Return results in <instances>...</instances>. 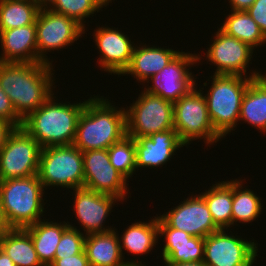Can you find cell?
I'll use <instances>...</instances> for the list:
<instances>
[{
    "label": "cell",
    "mask_w": 266,
    "mask_h": 266,
    "mask_svg": "<svg viewBox=\"0 0 266 266\" xmlns=\"http://www.w3.org/2000/svg\"><path fill=\"white\" fill-rule=\"evenodd\" d=\"M53 69L43 62H0V86L23 120L53 94Z\"/></svg>",
    "instance_id": "1"
},
{
    "label": "cell",
    "mask_w": 266,
    "mask_h": 266,
    "mask_svg": "<svg viewBox=\"0 0 266 266\" xmlns=\"http://www.w3.org/2000/svg\"><path fill=\"white\" fill-rule=\"evenodd\" d=\"M110 101L98 95L86 100L73 142L82 152L108 149L127 135L125 108L112 105Z\"/></svg>",
    "instance_id": "2"
},
{
    "label": "cell",
    "mask_w": 266,
    "mask_h": 266,
    "mask_svg": "<svg viewBox=\"0 0 266 266\" xmlns=\"http://www.w3.org/2000/svg\"><path fill=\"white\" fill-rule=\"evenodd\" d=\"M54 93L24 120L23 129L42 148L73 145L77 123L86 101L78 103L56 102Z\"/></svg>",
    "instance_id": "3"
},
{
    "label": "cell",
    "mask_w": 266,
    "mask_h": 266,
    "mask_svg": "<svg viewBox=\"0 0 266 266\" xmlns=\"http://www.w3.org/2000/svg\"><path fill=\"white\" fill-rule=\"evenodd\" d=\"M45 190L37 175L0 180V208L10 228H25L43 217Z\"/></svg>",
    "instance_id": "4"
},
{
    "label": "cell",
    "mask_w": 266,
    "mask_h": 266,
    "mask_svg": "<svg viewBox=\"0 0 266 266\" xmlns=\"http://www.w3.org/2000/svg\"><path fill=\"white\" fill-rule=\"evenodd\" d=\"M207 94L209 118L215 131L222 137L234 131L239 121L240 108L251 77L214 74Z\"/></svg>",
    "instance_id": "5"
},
{
    "label": "cell",
    "mask_w": 266,
    "mask_h": 266,
    "mask_svg": "<svg viewBox=\"0 0 266 266\" xmlns=\"http://www.w3.org/2000/svg\"><path fill=\"white\" fill-rule=\"evenodd\" d=\"M203 88L194 87L186 95L173 103V123L180 140L186 145L203 139L209 145L222 137L215 131L209 118ZM188 144V145H187Z\"/></svg>",
    "instance_id": "6"
},
{
    "label": "cell",
    "mask_w": 266,
    "mask_h": 266,
    "mask_svg": "<svg viewBox=\"0 0 266 266\" xmlns=\"http://www.w3.org/2000/svg\"><path fill=\"white\" fill-rule=\"evenodd\" d=\"M37 176L45 190L48 186L83 188L82 151L74 145L42 148Z\"/></svg>",
    "instance_id": "7"
},
{
    "label": "cell",
    "mask_w": 266,
    "mask_h": 266,
    "mask_svg": "<svg viewBox=\"0 0 266 266\" xmlns=\"http://www.w3.org/2000/svg\"><path fill=\"white\" fill-rule=\"evenodd\" d=\"M130 105L125 109L126 134L130 138L148 137L174 128L173 102L143 90Z\"/></svg>",
    "instance_id": "8"
},
{
    "label": "cell",
    "mask_w": 266,
    "mask_h": 266,
    "mask_svg": "<svg viewBox=\"0 0 266 266\" xmlns=\"http://www.w3.org/2000/svg\"><path fill=\"white\" fill-rule=\"evenodd\" d=\"M37 63L52 65L50 57L46 56L51 50H60L72 45L86 31L76 20L51 11L46 6L41 7L36 21ZM46 53V54H45ZM47 57V58H46Z\"/></svg>",
    "instance_id": "9"
},
{
    "label": "cell",
    "mask_w": 266,
    "mask_h": 266,
    "mask_svg": "<svg viewBox=\"0 0 266 266\" xmlns=\"http://www.w3.org/2000/svg\"><path fill=\"white\" fill-rule=\"evenodd\" d=\"M41 150L23 127L15 128L0 151V180L37 175Z\"/></svg>",
    "instance_id": "10"
},
{
    "label": "cell",
    "mask_w": 266,
    "mask_h": 266,
    "mask_svg": "<svg viewBox=\"0 0 266 266\" xmlns=\"http://www.w3.org/2000/svg\"><path fill=\"white\" fill-rule=\"evenodd\" d=\"M200 59V54L185 53L181 50L167 66L147 80L146 83L151 81L152 85L148 84L144 90L173 103L178 101L197 85L196 78L189 69L194 64L196 66V63H200Z\"/></svg>",
    "instance_id": "11"
},
{
    "label": "cell",
    "mask_w": 266,
    "mask_h": 266,
    "mask_svg": "<svg viewBox=\"0 0 266 266\" xmlns=\"http://www.w3.org/2000/svg\"><path fill=\"white\" fill-rule=\"evenodd\" d=\"M227 230V231H226ZM220 229L204 238V259L207 266H254L258 243L242 239Z\"/></svg>",
    "instance_id": "12"
},
{
    "label": "cell",
    "mask_w": 266,
    "mask_h": 266,
    "mask_svg": "<svg viewBox=\"0 0 266 266\" xmlns=\"http://www.w3.org/2000/svg\"><path fill=\"white\" fill-rule=\"evenodd\" d=\"M213 43L207 48L205 52L206 60L216 66L214 74L226 75H240L244 77L256 78L260 77L262 72L251 70V74L246 75L249 64L253 58L254 49L248 44L236 39L235 37L227 35L220 28L212 37ZM250 62V63H249Z\"/></svg>",
    "instance_id": "13"
},
{
    "label": "cell",
    "mask_w": 266,
    "mask_h": 266,
    "mask_svg": "<svg viewBox=\"0 0 266 266\" xmlns=\"http://www.w3.org/2000/svg\"><path fill=\"white\" fill-rule=\"evenodd\" d=\"M169 227L182 230L193 237L205 238L220 230L200 194L192 195L176 207L159 216Z\"/></svg>",
    "instance_id": "14"
},
{
    "label": "cell",
    "mask_w": 266,
    "mask_h": 266,
    "mask_svg": "<svg viewBox=\"0 0 266 266\" xmlns=\"http://www.w3.org/2000/svg\"><path fill=\"white\" fill-rule=\"evenodd\" d=\"M73 191V196H75L73 211L81 223L80 226H83L85 235L104 233L115 229V227H106L105 221L112 212L115 203L120 201L118 198L100 194L84 187L73 189Z\"/></svg>",
    "instance_id": "15"
},
{
    "label": "cell",
    "mask_w": 266,
    "mask_h": 266,
    "mask_svg": "<svg viewBox=\"0 0 266 266\" xmlns=\"http://www.w3.org/2000/svg\"><path fill=\"white\" fill-rule=\"evenodd\" d=\"M93 36L101 55L98 60L100 70L102 68L110 74L121 75L130 64L135 44L127 34L113 26H99L94 30Z\"/></svg>",
    "instance_id": "16"
},
{
    "label": "cell",
    "mask_w": 266,
    "mask_h": 266,
    "mask_svg": "<svg viewBox=\"0 0 266 266\" xmlns=\"http://www.w3.org/2000/svg\"><path fill=\"white\" fill-rule=\"evenodd\" d=\"M184 146L174 128L139 137L135 139L136 169L162 167Z\"/></svg>",
    "instance_id": "17"
},
{
    "label": "cell",
    "mask_w": 266,
    "mask_h": 266,
    "mask_svg": "<svg viewBox=\"0 0 266 266\" xmlns=\"http://www.w3.org/2000/svg\"><path fill=\"white\" fill-rule=\"evenodd\" d=\"M158 236L165 237L162 248L163 262H190L204 259V238L169 227L158 216Z\"/></svg>",
    "instance_id": "18"
},
{
    "label": "cell",
    "mask_w": 266,
    "mask_h": 266,
    "mask_svg": "<svg viewBox=\"0 0 266 266\" xmlns=\"http://www.w3.org/2000/svg\"><path fill=\"white\" fill-rule=\"evenodd\" d=\"M0 44L3 51L0 62H37V36L35 24L10 30H0Z\"/></svg>",
    "instance_id": "19"
},
{
    "label": "cell",
    "mask_w": 266,
    "mask_h": 266,
    "mask_svg": "<svg viewBox=\"0 0 266 266\" xmlns=\"http://www.w3.org/2000/svg\"><path fill=\"white\" fill-rule=\"evenodd\" d=\"M119 234L116 229L86 235L84 251L90 266L145 265L142 261H123ZM138 261V262H137Z\"/></svg>",
    "instance_id": "20"
},
{
    "label": "cell",
    "mask_w": 266,
    "mask_h": 266,
    "mask_svg": "<svg viewBox=\"0 0 266 266\" xmlns=\"http://www.w3.org/2000/svg\"><path fill=\"white\" fill-rule=\"evenodd\" d=\"M135 45L129 66L121 75H131L139 82H147L156 73H159L179 53V50L149 46L146 43Z\"/></svg>",
    "instance_id": "21"
},
{
    "label": "cell",
    "mask_w": 266,
    "mask_h": 266,
    "mask_svg": "<svg viewBox=\"0 0 266 266\" xmlns=\"http://www.w3.org/2000/svg\"><path fill=\"white\" fill-rule=\"evenodd\" d=\"M43 219L25 227L30 233L38 258L43 266L54 262L55 251L63 232L69 227L68 221L60 223Z\"/></svg>",
    "instance_id": "22"
},
{
    "label": "cell",
    "mask_w": 266,
    "mask_h": 266,
    "mask_svg": "<svg viewBox=\"0 0 266 266\" xmlns=\"http://www.w3.org/2000/svg\"><path fill=\"white\" fill-rule=\"evenodd\" d=\"M240 120L266 132V73L250 81L242 100Z\"/></svg>",
    "instance_id": "23"
},
{
    "label": "cell",
    "mask_w": 266,
    "mask_h": 266,
    "mask_svg": "<svg viewBox=\"0 0 266 266\" xmlns=\"http://www.w3.org/2000/svg\"><path fill=\"white\" fill-rule=\"evenodd\" d=\"M122 237H119L120 249L125 261L122 251L125 249L127 253L133 255H143L153 250L157 245L158 236V215L154 216L149 222H135L129 225L124 231ZM122 242V243H121ZM123 249V250H122Z\"/></svg>",
    "instance_id": "24"
},
{
    "label": "cell",
    "mask_w": 266,
    "mask_h": 266,
    "mask_svg": "<svg viewBox=\"0 0 266 266\" xmlns=\"http://www.w3.org/2000/svg\"><path fill=\"white\" fill-rule=\"evenodd\" d=\"M0 249L12 259L16 266H43L30 233L25 228H10L0 239Z\"/></svg>",
    "instance_id": "25"
},
{
    "label": "cell",
    "mask_w": 266,
    "mask_h": 266,
    "mask_svg": "<svg viewBox=\"0 0 266 266\" xmlns=\"http://www.w3.org/2000/svg\"><path fill=\"white\" fill-rule=\"evenodd\" d=\"M200 195L204 198L214 223L220 229H228V227L230 229L232 227V180L216 182Z\"/></svg>",
    "instance_id": "26"
},
{
    "label": "cell",
    "mask_w": 266,
    "mask_h": 266,
    "mask_svg": "<svg viewBox=\"0 0 266 266\" xmlns=\"http://www.w3.org/2000/svg\"><path fill=\"white\" fill-rule=\"evenodd\" d=\"M230 11L231 14L229 13L224 23H221L220 29L223 32L248 44L254 50L266 44V37L246 10Z\"/></svg>",
    "instance_id": "27"
},
{
    "label": "cell",
    "mask_w": 266,
    "mask_h": 266,
    "mask_svg": "<svg viewBox=\"0 0 266 266\" xmlns=\"http://www.w3.org/2000/svg\"><path fill=\"white\" fill-rule=\"evenodd\" d=\"M126 182L129 181L116 169L84 170V188L116 197L122 202L129 192Z\"/></svg>",
    "instance_id": "28"
},
{
    "label": "cell",
    "mask_w": 266,
    "mask_h": 266,
    "mask_svg": "<svg viewBox=\"0 0 266 266\" xmlns=\"http://www.w3.org/2000/svg\"><path fill=\"white\" fill-rule=\"evenodd\" d=\"M40 9L31 0H0V30L35 24Z\"/></svg>",
    "instance_id": "29"
},
{
    "label": "cell",
    "mask_w": 266,
    "mask_h": 266,
    "mask_svg": "<svg viewBox=\"0 0 266 266\" xmlns=\"http://www.w3.org/2000/svg\"><path fill=\"white\" fill-rule=\"evenodd\" d=\"M243 180H232V225L256 220L262 212L261 198L250 189H243Z\"/></svg>",
    "instance_id": "30"
},
{
    "label": "cell",
    "mask_w": 266,
    "mask_h": 266,
    "mask_svg": "<svg viewBox=\"0 0 266 266\" xmlns=\"http://www.w3.org/2000/svg\"><path fill=\"white\" fill-rule=\"evenodd\" d=\"M112 3V0H50L46 7L51 11L64 14L76 20L85 28V18L97 13Z\"/></svg>",
    "instance_id": "31"
},
{
    "label": "cell",
    "mask_w": 266,
    "mask_h": 266,
    "mask_svg": "<svg viewBox=\"0 0 266 266\" xmlns=\"http://www.w3.org/2000/svg\"><path fill=\"white\" fill-rule=\"evenodd\" d=\"M107 151L111 165L128 180L136 171L135 139L126 135Z\"/></svg>",
    "instance_id": "32"
},
{
    "label": "cell",
    "mask_w": 266,
    "mask_h": 266,
    "mask_svg": "<svg viewBox=\"0 0 266 266\" xmlns=\"http://www.w3.org/2000/svg\"><path fill=\"white\" fill-rule=\"evenodd\" d=\"M69 227L63 232L61 240L59 241L54 259H62L63 257H70L80 254L84 251L85 237L84 233L68 222Z\"/></svg>",
    "instance_id": "33"
},
{
    "label": "cell",
    "mask_w": 266,
    "mask_h": 266,
    "mask_svg": "<svg viewBox=\"0 0 266 266\" xmlns=\"http://www.w3.org/2000/svg\"><path fill=\"white\" fill-rule=\"evenodd\" d=\"M84 170L115 169L108 156L107 149H95L82 152Z\"/></svg>",
    "instance_id": "34"
},
{
    "label": "cell",
    "mask_w": 266,
    "mask_h": 266,
    "mask_svg": "<svg viewBox=\"0 0 266 266\" xmlns=\"http://www.w3.org/2000/svg\"><path fill=\"white\" fill-rule=\"evenodd\" d=\"M0 120L12 123L16 128L22 127L23 119L16 113L10 98L0 86Z\"/></svg>",
    "instance_id": "35"
},
{
    "label": "cell",
    "mask_w": 266,
    "mask_h": 266,
    "mask_svg": "<svg viewBox=\"0 0 266 266\" xmlns=\"http://www.w3.org/2000/svg\"><path fill=\"white\" fill-rule=\"evenodd\" d=\"M246 12L257 23L266 37V0H256Z\"/></svg>",
    "instance_id": "36"
},
{
    "label": "cell",
    "mask_w": 266,
    "mask_h": 266,
    "mask_svg": "<svg viewBox=\"0 0 266 266\" xmlns=\"http://www.w3.org/2000/svg\"><path fill=\"white\" fill-rule=\"evenodd\" d=\"M50 266H90L85 251L70 257L54 259Z\"/></svg>",
    "instance_id": "37"
},
{
    "label": "cell",
    "mask_w": 266,
    "mask_h": 266,
    "mask_svg": "<svg viewBox=\"0 0 266 266\" xmlns=\"http://www.w3.org/2000/svg\"><path fill=\"white\" fill-rule=\"evenodd\" d=\"M15 126L5 120H0V151L6 144L9 135L15 130Z\"/></svg>",
    "instance_id": "38"
},
{
    "label": "cell",
    "mask_w": 266,
    "mask_h": 266,
    "mask_svg": "<svg viewBox=\"0 0 266 266\" xmlns=\"http://www.w3.org/2000/svg\"><path fill=\"white\" fill-rule=\"evenodd\" d=\"M229 1V0H228ZM256 0H230V8L233 11L247 10Z\"/></svg>",
    "instance_id": "39"
},
{
    "label": "cell",
    "mask_w": 266,
    "mask_h": 266,
    "mask_svg": "<svg viewBox=\"0 0 266 266\" xmlns=\"http://www.w3.org/2000/svg\"><path fill=\"white\" fill-rule=\"evenodd\" d=\"M165 266H207L203 260L190 262H164Z\"/></svg>",
    "instance_id": "40"
},
{
    "label": "cell",
    "mask_w": 266,
    "mask_h": 266,
    "mask_svg": "<svg viewBox=\"0 0 266 266\" xmlns=\"http://www.w3.org/2000/svg\"><path fill=\"white\" fill-rule=\"evenodd\" d=\"M0 266H16L12 259L0 249Z\"/></svg>",
    "instance_id": "41"
},
{
    "label": "cell",
    "mask_w": 266,
    "mask_h": 266,
    "mask_svg": "<svg viewBox=\"0 0 266 266\" xmlns=\"http://www.w3.org/2000/svg\"><path fill=\"white\" fill-rule=\"evenodd\" d=\"M10 227L7 225L3 212L0 208V239L8 232Z\"/></svg>",
    "instance_id": "42"
},
{
    "label": "cell",
    "mask_w": 266,
    "mask_h": 266,
    "mask_svg": "<svg viewBox=\"0 0 266 266\" xmlns=\"http://www.w3.org/2000/svg\"><path fill=\"white\" fill-rule=\"evenodd\" d=\"M38 3L41 7L46 6L50 0H31Z\"/></svg>",
    "instance_id": "43"
},
{
    "label": "cell",
    "mask_w": 266,
    "mask_h": 266,
    "mask_svg": "<svg viewBox=\"0 0 266 266\" xmlns=\"http://www.w3.org/2000/svg\"><path fill=\"white\" fill-rule=\"evenodd\" d=\"M126 266H146V265H126Z\"/></svg>",
    "instance_id": "44"
}]
</instances>
